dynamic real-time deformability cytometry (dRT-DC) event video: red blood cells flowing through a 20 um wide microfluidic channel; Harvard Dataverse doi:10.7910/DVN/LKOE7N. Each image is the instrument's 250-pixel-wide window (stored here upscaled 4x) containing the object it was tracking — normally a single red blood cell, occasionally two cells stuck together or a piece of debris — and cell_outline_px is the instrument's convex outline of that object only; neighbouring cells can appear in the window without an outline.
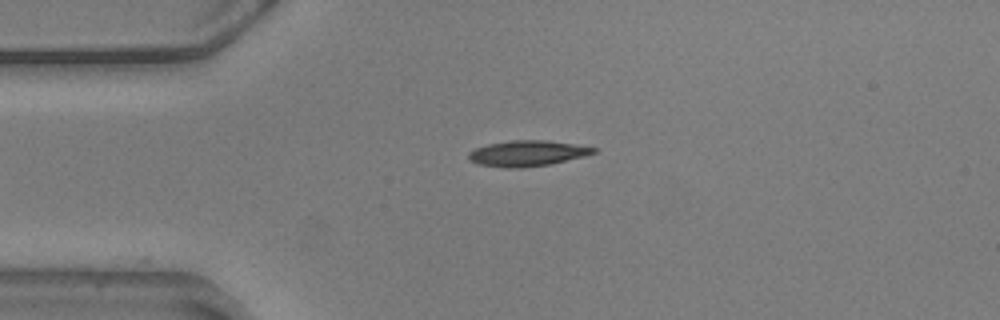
{"species": "common noctule bat (a hibernating species)", "species_latin": "Nyctalus noctula", "temperature_condition": "warm", "stored_images_in_passage": 44, "camera_frame_rate_fps": 3000, "um_per_image_px": 0.085, "animal": {"sex": "male", "body_mass_g": 20.5, "forearm_length_mm": 52.5}, "frame": {"image": 1, "passage_image": 1, "time_ms": 0.0, "image_size_px": [1000, 320], "cell_outline_px": [[600, 148], [596, 152], [584, 156], [552, 164], [520, 168], [508, 168], [480, 164], [472, 160], [468, 156], [468, 152], [476, 148], [488, 144], [512, 140], [544, 140]], "centroid_in_image_um": [44.86, 13.03], "position_along_channel_um": 40.1, "area_um2": 18.55}}
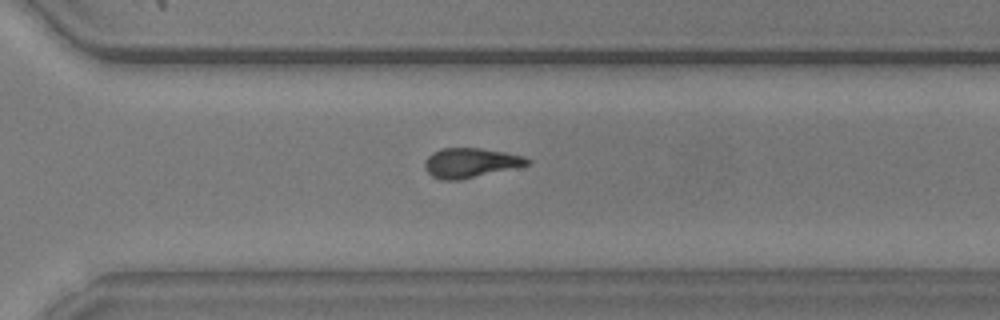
{"frame": {"image": 2, "passage_image": 27, "time_ms": 8.667, "image_size_px": [1000, 320], "cell_outline_px": [[532, 164], [460, 180], [440, 180], [432, 176], [424, 168], [424, 160], [432, 152], [440, 148], [480, 148], [504, 152], [524, 156], [532, 160]], "centroid_in_image_um": [39.99, 13.84], "position_along_channel_um": 330.6, "area_um2": 17.86}}
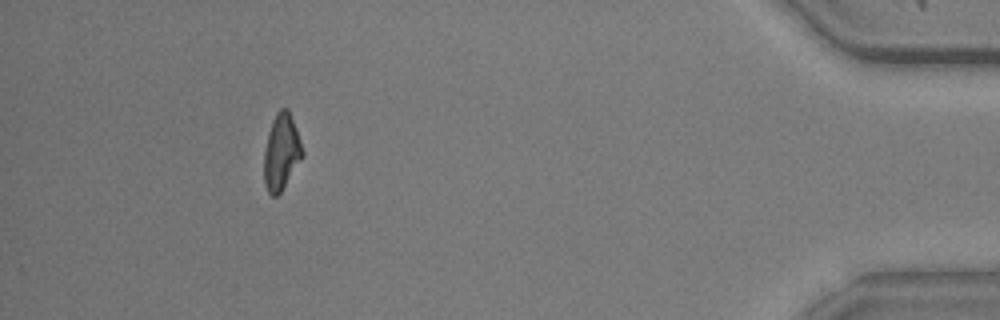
{"frame": {"image": 3, "passage_image": 39, "time_ms": 12.667, "image_size_px": [1000, 320], "cell_outline_px": [[304, 156], [280, 192], [276, 196], [272, 196], [268, 192], [264, 184], [264, 152], [268, 132], [272, 120], [276, 112], [280, 108], [288, 108], [300, 140], [304, 152]], "centroid_in_image_um": [23.91, 12.91], "position_along_channel_um": 411.3, "area_um2": 16.99}, "authors_computed_cell_mechanics": {"area_um2": 17.8602, "velocity_mm_per_s": 3.5933, "shape_relaxation_time_tau1_ms": 2.8585, "shape_relaxation_time_tau2_ms": 3.9446, "deformation_change_tau1": 0.1768, "deformation_change_tau2": 0.1395}}